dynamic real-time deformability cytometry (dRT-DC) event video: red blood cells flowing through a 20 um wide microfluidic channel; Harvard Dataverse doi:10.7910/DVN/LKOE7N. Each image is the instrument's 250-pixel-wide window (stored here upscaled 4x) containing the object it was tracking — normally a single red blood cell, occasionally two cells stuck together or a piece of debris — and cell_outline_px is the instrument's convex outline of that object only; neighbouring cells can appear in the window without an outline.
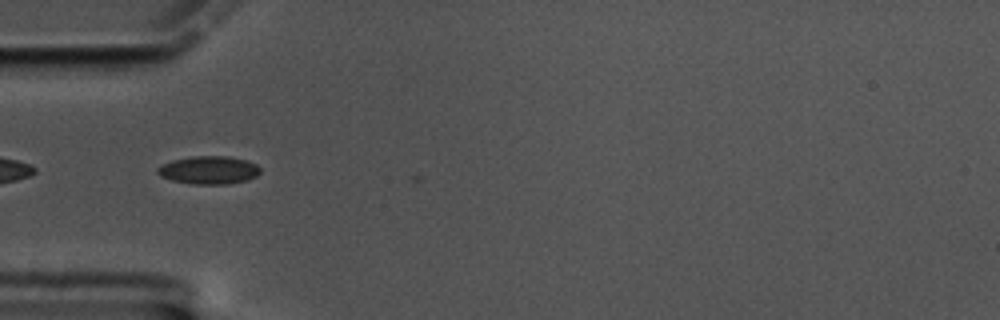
{"species": "common noctule bat (a hibernating species)", "species_latin": "Nyctalus noctula", "temperature_condition": "cold", "stored_images_in_passage": 2, "camera_frame_rate_fps": 3000, "um_per_image_px": 0.085, "animal": {"sex": "male", "body_mass_g": 17.5, "forearm_length_mm": 52.3}, "frame": {"image": 1, "passage_image": 1, "time_ms": 0.0, "image_size_px": [1000, 320], "cell_outline_px": [[260, 172], [256, 176], [248, 180], [228, 184], [192, 184], [172, 180], [160, 176], [156, 172], [156, 168], [160, 164], [172, 160], [192, 156], [228, 156], [248, 160], [256, 164], [260, 168]], "centroid_in_image_um": [17.74, 14.45], "position_along_channel_um": 67.3, "area_um2": 16.99}}